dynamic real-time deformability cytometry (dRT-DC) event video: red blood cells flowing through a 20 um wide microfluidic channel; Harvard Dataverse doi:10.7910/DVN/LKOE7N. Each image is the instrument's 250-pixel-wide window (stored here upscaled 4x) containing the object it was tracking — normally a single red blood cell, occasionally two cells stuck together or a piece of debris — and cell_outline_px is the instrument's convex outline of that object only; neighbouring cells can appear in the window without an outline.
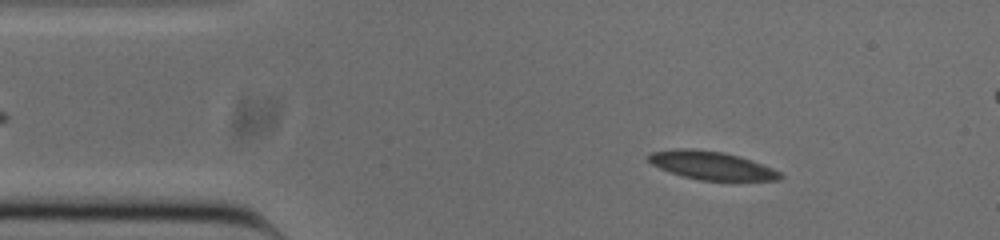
{"species": "common noctule bat (a hibernating species)", "species_latin": "Nyctalus noctula", "temperature_condition": "cold", "stored_images_in_passage": 43, "camera_frame_rate_fps": 3000, "um_per_image_px": 0.085, "animal": {"sex": "male", "body_mass_g": 20.0, "forearm_length_mm": 53.3}, "frame": {"image": 1, "passage_image": 6, "time_ms": 1.667, "image_size_px": [1000, 240], "cell_outline_px": [[784, 176], [780, 180], [700, 180], [684, 176], [660, 168], [652, 164], [644, 156], [652, 152], [676, 148], [680, 148], [724, 152], [752, 160], [772, 168], [780, 172]], "centroid_in_image_um": [60.47, 14.06], "position_along_channel_um": 24.5, "area_um2": 21.44}}
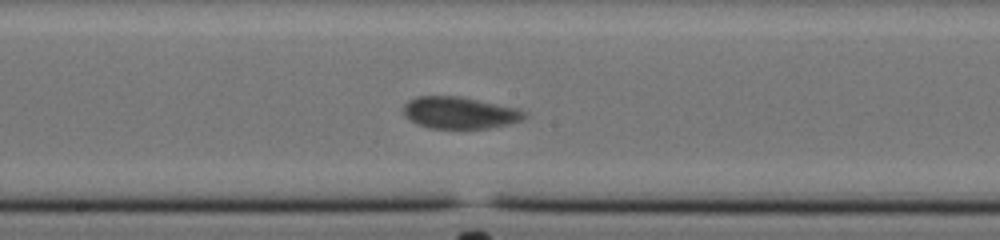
{"frame": {"image": 2, "passage_image": 25, "time_ms": 8.0, "image_size_px": [1000, 240], "cell_outline_px": [[524, 120], [508, 124], [488, 128], [428, 128], [416, 124], [404, 112], [404, 104], [408, 100], [416, 96], [460, 96], [516, 108], [524, 112]], "centroid_in_image_um": [39.05, 9.58], "position_along_channel_um": 209.2, "area_um2": 22.2}}
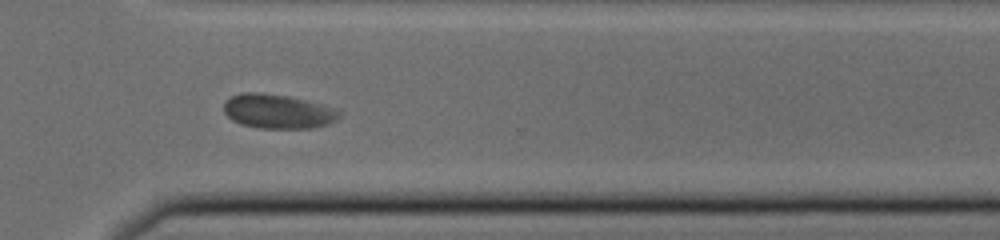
{"frame": {"image": 3, "passage_image": 36, "time_ms": 11.667, "image_size_px": [1000, 240], "cell_outline_px": [[340, 116], [336, 120], [328, 124], [312, 128], [260, 128], [240, 124], [232, 120], [224, 112], [224, 100], [240, 92], [256, 92], [288, 96], [304, 100], [340, 112]], "centroid_in_image_um": [23.53, 9.47], "position_along_channel_um": 347.1, "area_um2": 22.72}, "authors_computed_cell_mechanics": {"area_um2": 22.1374, "velocity_mm_per_s": 3.7466, "shape_relaxation_time_tau1_ms": 4.7408, "shape_relaxation_time_tau2_ms": null, "deformation_change_tau1": 0.1216, "deformation_change_tau2": null}}